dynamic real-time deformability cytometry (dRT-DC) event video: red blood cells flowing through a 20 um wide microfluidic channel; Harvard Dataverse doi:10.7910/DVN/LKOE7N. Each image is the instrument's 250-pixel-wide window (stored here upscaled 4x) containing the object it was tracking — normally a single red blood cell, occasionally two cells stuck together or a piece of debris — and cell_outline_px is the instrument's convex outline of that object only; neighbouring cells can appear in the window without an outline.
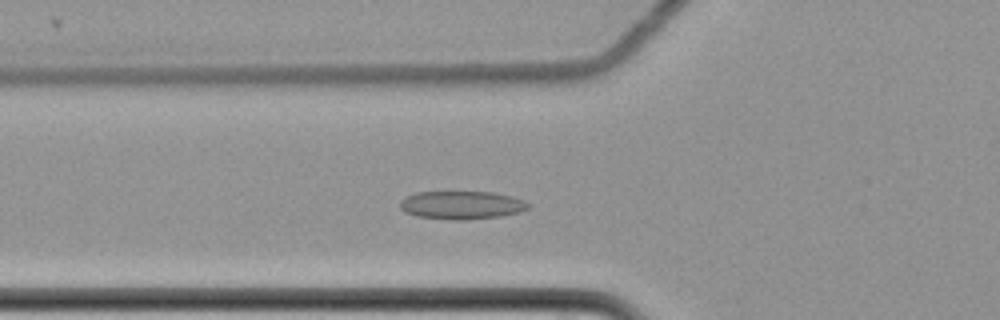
{"species": "common noctule bat (a hibernating species)", "species_latin": "Nyctalus noctula", "temperature_condition": "cold", "stored_images_in_passage": 48, "camera_frame_rate_fps": 3000, "um_per_image_px": 0.085, "animal": {"sex": "female", "body_mass_g": 22.7, "forearm_length_mm": 54.2}, "frame": {"image": 1, "passage_image": 15, "time_ms": 4.667, "image_size_px": [1000, 320], "cell_outline_px": [[528, 208], [520, 212], [500, 216], [468, 220], [456, 220], [416, 216], [400, 208], [400, 200], [404, 196], [416, 192], [492, 192], [512, 196], [524, 200], [528, 204]], "centroid_in_image_um": [39.23, 17.43], "position_along_channel_um": 86.6, "area_um2": 21.04}}
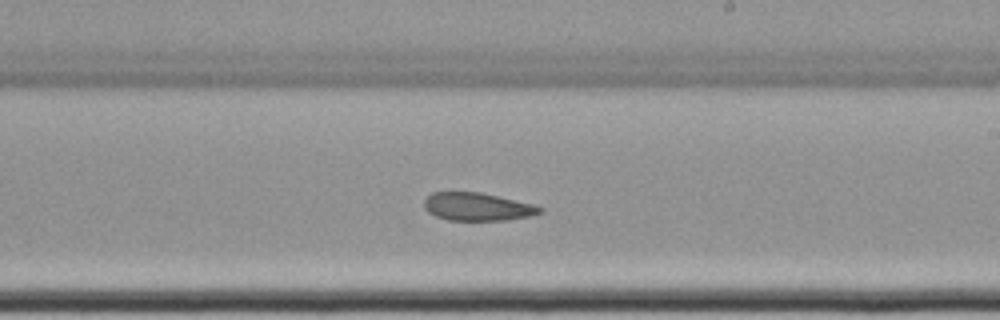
{"frame": {"image": 2, "passage_image": 29, "time_ms": 9.333, "image_size_px": [1000, 320], "cell_outline_px": [[544, 212], [528, 216], [508, 220], [448, 220], [436, 216], [428, 212], [424, 208], [424, 200], [432, 192], [480, 192], [532, 204], [544, 208]], "centroid_in_image_um": [40.57, 17.57], "position_along_channel_um": 248.4, "area_um2": 18.79}}
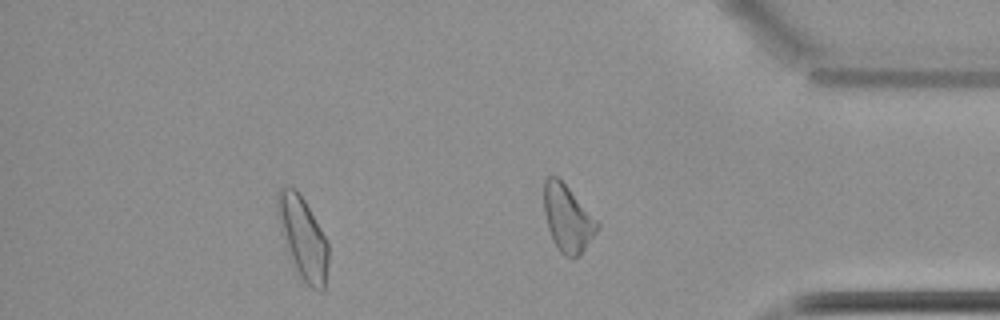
{"frame": {"image": 3, "passage_image": 42, "time_ms": 13.667, "image_size_px": [1000, 320], "cell_outline_px": [[328, 264], [324, 288], [320, 292], [312, 288], [300, 280], [284, 244], [276, 212], [276, 196], [280, 188], [296, 188], [304, 200], [320, 228], [328, 244]], "centroid_in_image_um": [25.72, 20.25], "position_along_channel_um": 409.5, "area_um2": 24.33}, "authors_computed_cell_mechanics": {"area_um2": 21.1548, "velocity_mm_per_s": 3.4798, "shape_relaxation_time_tau1_ms": null, "shape_relaxation_time_tau2_ms": 5.8495, "deformation_change_tau1": null, "deformation_change_tau2": 0.1257}}